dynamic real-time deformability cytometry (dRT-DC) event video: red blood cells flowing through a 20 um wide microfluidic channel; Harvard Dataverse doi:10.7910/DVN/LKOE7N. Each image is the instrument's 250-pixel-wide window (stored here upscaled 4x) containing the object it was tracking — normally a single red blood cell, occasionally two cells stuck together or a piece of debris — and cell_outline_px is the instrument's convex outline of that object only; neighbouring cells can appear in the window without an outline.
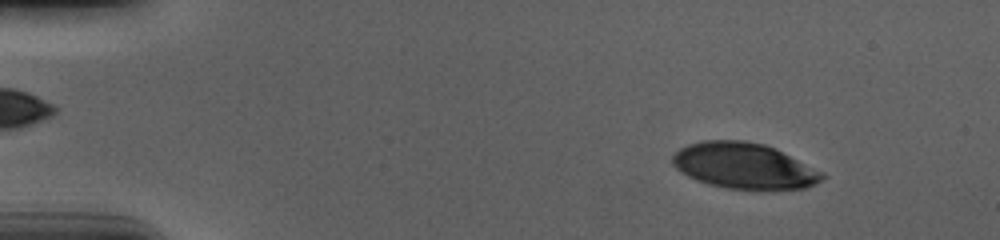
{"species": "human", "species_latin": "Homo sapiens", "temperature_condition": "cold", "stored_images_in_passage": 56, "camera_frame_rate_fps": 3000, "um_per_image_px": 0.085, "donor": {"sex": "male"}, "frame": {"image": 1, "passage_image": 7, "time_ms": 2.0, "image_size_px": [1000, 240], "cell_outline_px": [[828, 176], [816, 184], [804, 188], [724, 188], [708, 184], [696, 180], [680, 172], [672, 164], [672, 156], [680, 148], [688, 144], [704, 140], [744, 140], [764, 144], [776, 148], [824, 172]], "centroid_in_image_um": [63.25, 14.08], "position_along_channel_um": 21.7, "area_um2": 39.94}}
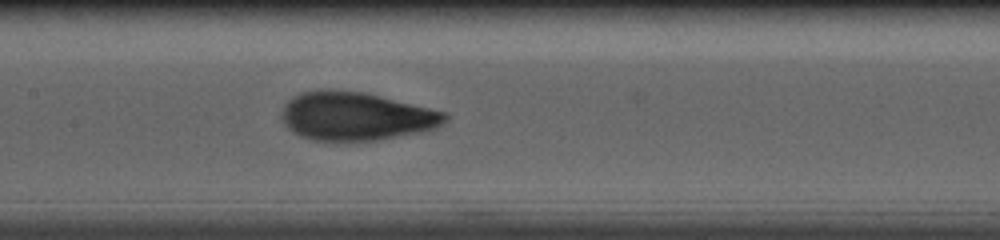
{"frame": {"image": 2, "passage_image": 28, "time_ms": 9.0, "image_size_px": [1000, 240], "cell_outline_px": [[448, 120], [444, 124], [436, 128], [420, 132], [380, 140], [312, 140], [300, 136], [292, 132], [280, 120], [280, 112], [284, 104], [288, 100], [300, 92], [364, 92], [448, 112]], "centroid_in_image_um": [30.28, 9.91], "position_along_channel_um": 177.1, "area_um2": 45.72}}
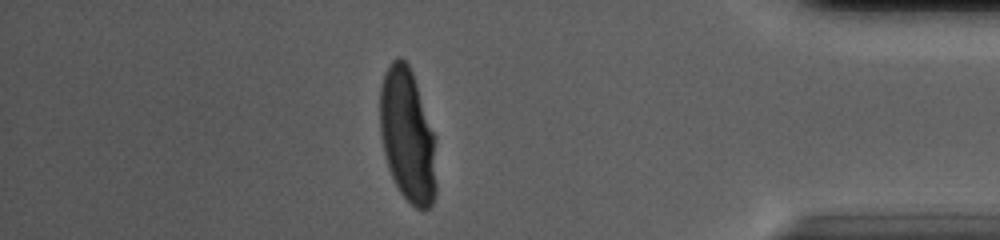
{"frame": {"image": 3, "passage_image": 49, "time_ms": 16.0, "image_size_px": [1000, 240], "cell_outline_px": [[436, 196], [432, 204], [428, 208], [416, 208], [400, 192], [388, 168], [384, 152], [380, 132], [380, 84], [384, 72], [388, 64], [396, 56], [400, 56], [408, 64], [412, 72], [436, 136]], "centroid_in_image_um": [34.65, 11.49], "position_along_channel_um": 400.5, "area_um2": 44.45}, "authors_computed_cell_mechanics": {"area_um2": 44.3326, "velocity_mm_per_s": 3.6793, "shape_relaxation_time_tau1_ms": 4.4911, "shape_relaxation_time_tau2_ms": null, "deformation_change_tau1": 0.2283, "deformation_change_tau2": null}}